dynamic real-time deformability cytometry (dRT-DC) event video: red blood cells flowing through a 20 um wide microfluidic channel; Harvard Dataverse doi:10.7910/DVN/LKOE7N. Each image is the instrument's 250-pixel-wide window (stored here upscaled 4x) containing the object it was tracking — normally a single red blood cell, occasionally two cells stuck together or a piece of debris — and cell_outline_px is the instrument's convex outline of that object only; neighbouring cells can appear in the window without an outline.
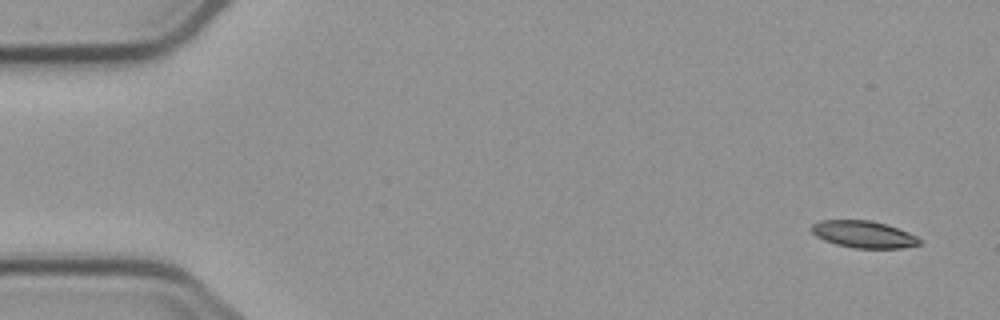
{"species": "common noctule bat (a hibernating species)", "species_latin": "Nyctalus noctula", "temperature_condition": "cold", "stored_images_in_passage": 8, "camera_frame_rate_fps": 3000, "um_per_image_px": 0.085, "animal": {"sex": "male", "body_mass_g": 23.1, "forearm_length_mm": 52.7}, "frame": {"image": 1, "passage_image": 1, "time_ms": 0.0, "image_size_px": [1000, 320], "cell_outline_px": [[924, 240], [920, 244], [900, 248], [856, 248], [836, 244], [824, 240], [816, 236], [808, 228], [812, 224], [820, 220], [868, 220], [884, 224], [908, 232]], "centroid_in_image_um": [73.38, 19.92], "position_along_channel_um": 11.6, "area_um2": 16.94}}
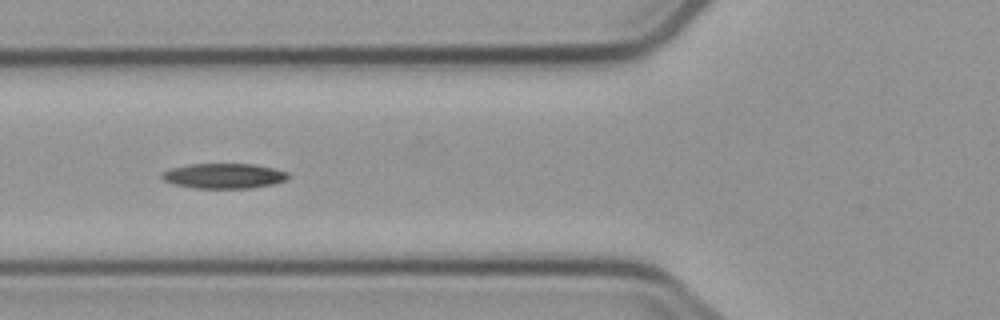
{"frame": {"image": 2, "passage_image": 6, "time_ms": 6.0, "image_size_px": [1000, 320], "cell_outline_px": [[288, 180], [272, 184], [248, 188], [192, 188], [172, 184], [164, 180], [160, 176], [160, 172], [172, 168], [188, 164], [252, 164], [272, 168], [288, 172]], "centroid_in_image_um": [18.98, 14.95], "position_along_channel_um": 106.8, "area_um2": 18.5}}
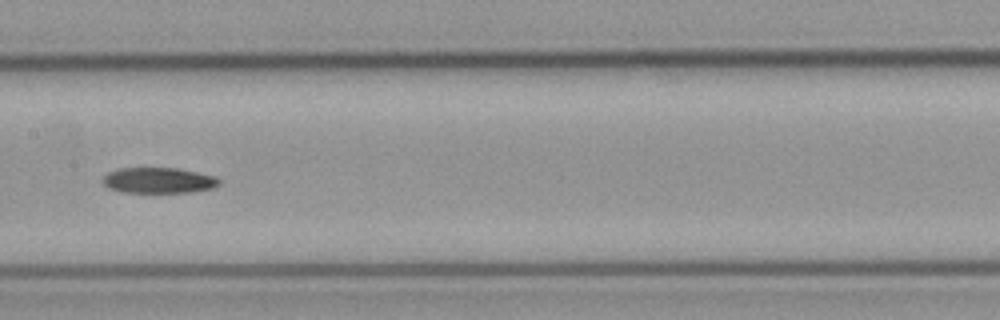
{"frame": {"image": 3, "passage_image": 8, "time_ms": 8.333, "image_size_px": [1000, 320], "cell_outline_px": [[220, 184], [212, 188], [192, 192], [124, 192], [108, 188], [100, 180], [108, 172], [116, 168], [176, 168], [216, 176], [220, 180]], "centroid_in_image_um": [13.45, 15.33], "position_along_channel_um": 193.9, "area_um2": 17.46}}